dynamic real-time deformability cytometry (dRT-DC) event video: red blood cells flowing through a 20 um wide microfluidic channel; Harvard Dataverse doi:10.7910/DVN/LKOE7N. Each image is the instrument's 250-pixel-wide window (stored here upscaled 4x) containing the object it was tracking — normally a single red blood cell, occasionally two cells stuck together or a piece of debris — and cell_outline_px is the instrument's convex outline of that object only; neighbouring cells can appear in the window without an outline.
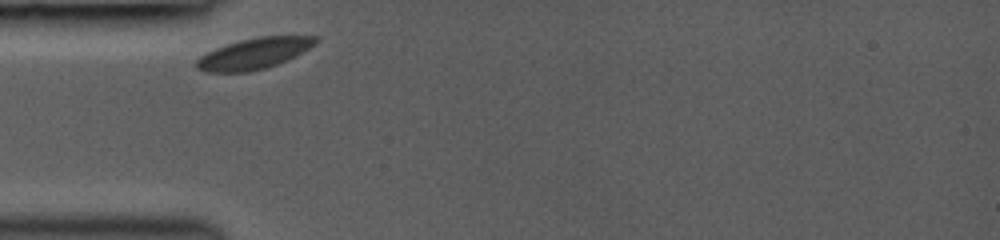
{"species": "common noctule bat (a hibernating species)", "species_latin": "Nyctalus noctula", "temperature_condition": "room temperature", "stored_images_in_passage": 27, "camera_frame_rate_fps": 3000, "um_per_image_px": 0.085, "animal": {"sex": "female", "body_mass_g": 19.0, "forearm_length_mm": 53.3}, "frame": {"image": 1, "passage_image": 1, "time_ms": 0.0, "image_size_px": [1000, 240], "cell_outline_px": [[320, 40], [316, 44], [276, 64], [264, 68], [248, 72], [204, 72], [196, 68], [196, 60], [200, 56], [216, 48], [240, 40], [260, 36], [316, 36]], "centroid_in_image_um": [21.56, 4.55], "position_along_channel_um": 63.4, "area_um2": 21.1}}
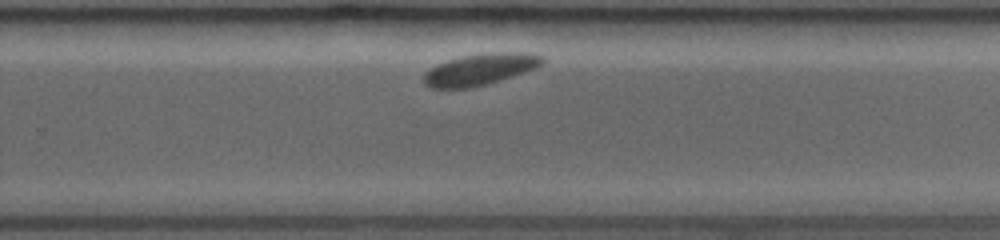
{"frame": {"image": 2, "passage_image": 18, "time_ms": 6.0, "image_size_px": [1000, 240], "cell_outline_px": [[544, 60], [536, 68], [488, 84], [468, 88], [428, 88], [424, 84], [424, 72], [428, 68], [436, 64], [460, 56], [488, 52], [524, 52], [544, 56]], "centroid_in_image_um": [40.76, 5.89], "position_along_channel_um": 289.0, "area_um2": 21.91}}
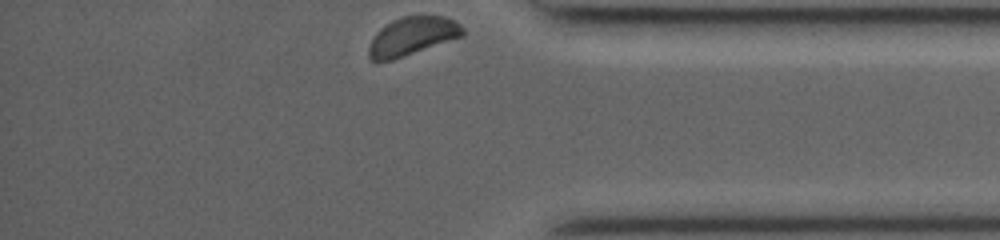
{"frame": {"image": 3, "passage_image": 27, "time_ms": 9.0, "image_size_px": [1000, 240], "cell_outline_px": [[464, 36], [392, 60], [372, 60], [368, 56], [368, 48], [376, 32], [380, 28], [392, 20], [400, 16], [444, 16], [460, 24], [464, 28]], "centroid_in_image_um": [35.05, 3.06], "position_along_channel_um": 400.2, "area_um2": 20.87}}